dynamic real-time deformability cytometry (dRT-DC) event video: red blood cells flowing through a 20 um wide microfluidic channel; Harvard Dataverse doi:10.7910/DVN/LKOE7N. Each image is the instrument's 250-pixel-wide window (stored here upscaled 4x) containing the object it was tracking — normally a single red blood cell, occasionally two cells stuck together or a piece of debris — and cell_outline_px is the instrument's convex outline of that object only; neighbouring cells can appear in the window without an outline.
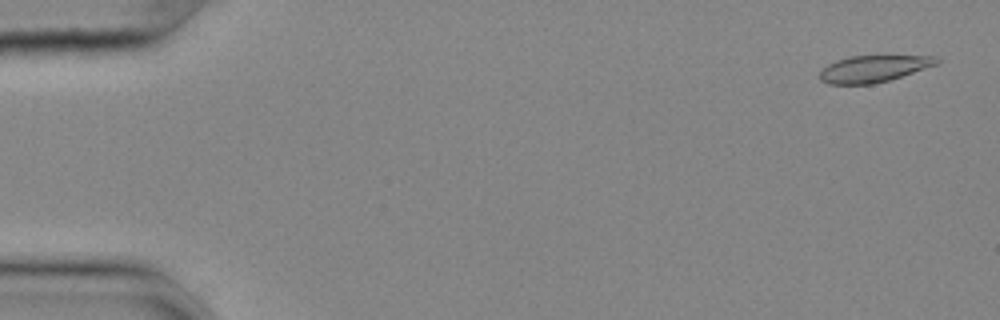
{"species": "common noctule bat (a hibernating species)", "species_latin": "Nyctalus noctula", "temperature_condition": "cold", "stored_images_in_passage": 55, "camera_frame_rate_fps": 3000, "um_per_image_px": 0.085, "animal": {"sex": "female", "body_mass_g": 25.1}, "frame": {"image": 1, "passage_image": 2, "time_ms": 0.333, "image_size_px": [1000, 320], "cell_outline_px": [[940, 60], [936, 64], [888, 80], [872, 84], [828, 84], [820, 80], [820, 72], [828, 64], [836, 60], [848, 56], [936, 56]], "centroid_in_image_um": [74.2, 5.84], "position_along_channel_um": 10.8, "area_um2": 17.86}}
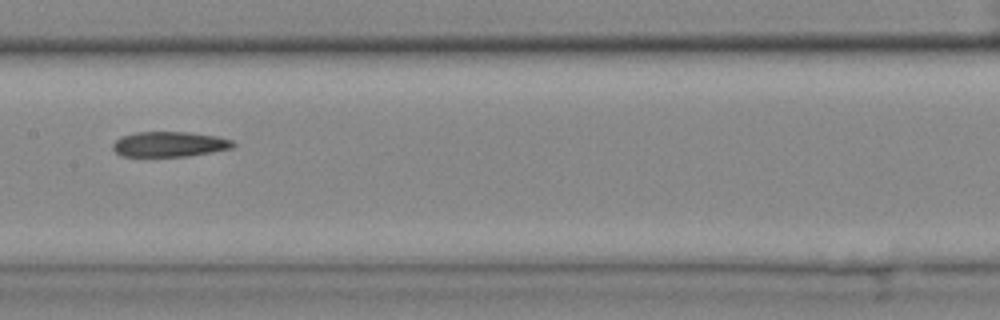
{"frame": {"image": 2, "passage_image": 28, "time_ms": 9.0, "image_size_px": [1000, 320], "cell_outline_px": [[236, 144], [232, 148], [212, 152], [184, 156], [120, 156], [112, 148], [112, 144], [120, 136], [136, 132], [188, 132], [216, 136], [232, 140]], "centroid_in_image_um": [14.38, 12.25], "position_along_channel_um": 193.0, "area_um2": 17.63}}
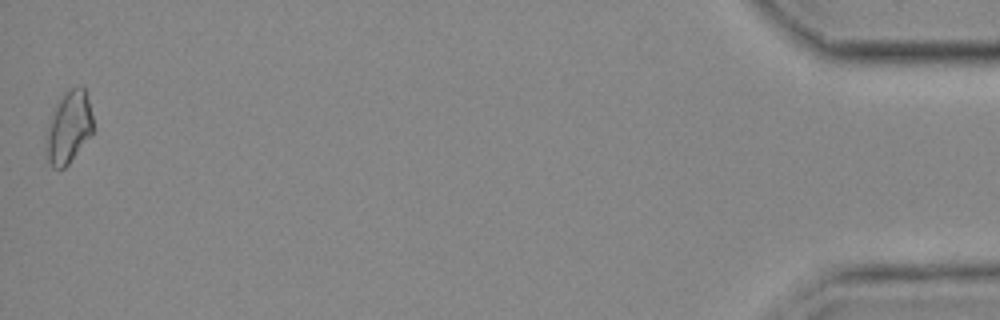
{"frame": {"image": 3, "passage_image": 55, "time_ms": 18.0, "image_size_px": [1000, 320], "cell_outline_px": [[92, 132], [68, 164], [64, 168], [52, 168], [48, 160], [44, 136], [44, 132], [52, 112], [60, 96], [68, 88], [84, 84], [92, 116]], "centroid_in_image_um": [5.79, 10.77], "position_along_channel_um": 429.4, "area_um2": 19.94}}